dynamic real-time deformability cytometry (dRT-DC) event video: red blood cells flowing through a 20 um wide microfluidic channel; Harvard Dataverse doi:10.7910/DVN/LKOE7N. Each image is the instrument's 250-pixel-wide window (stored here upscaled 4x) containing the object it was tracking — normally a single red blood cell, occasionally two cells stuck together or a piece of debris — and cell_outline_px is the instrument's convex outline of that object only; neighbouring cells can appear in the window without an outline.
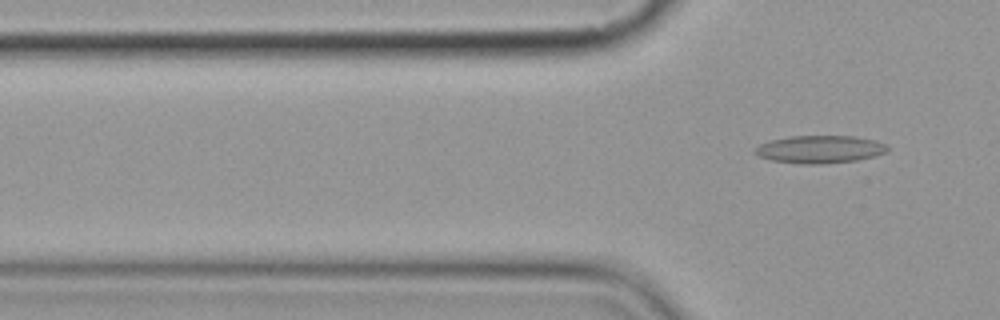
{"species": "common noctule bat (a hibernating species)", "species_latin": "Nyctalus noctula", "temperature_condition": "cold", "stored_images_in_passage": 5, "camera_frame_rate_fps": 3000, "um_per_image_px": 0.085, "animal": {"sex": "female", "body_mass_g": 19.9}, "frame": {"image": 1, "passage_image": 5, "time_ms": 5.667, "image_size_px": [1000, 320], "cell_outline_px": [[888, 148], [884, 152], [872, 156], [856, 160], [824, 164], [800, 164], [772, 160], [760, 156], [752, 152], [760, 144], [768, 140], [792, 136], [852, 136], [872, 140], [884, 144]], "centroid_in_image_um": [69.61, 12.69], "position_along_channel_um": 56.2, "area_um2": 21.1}}